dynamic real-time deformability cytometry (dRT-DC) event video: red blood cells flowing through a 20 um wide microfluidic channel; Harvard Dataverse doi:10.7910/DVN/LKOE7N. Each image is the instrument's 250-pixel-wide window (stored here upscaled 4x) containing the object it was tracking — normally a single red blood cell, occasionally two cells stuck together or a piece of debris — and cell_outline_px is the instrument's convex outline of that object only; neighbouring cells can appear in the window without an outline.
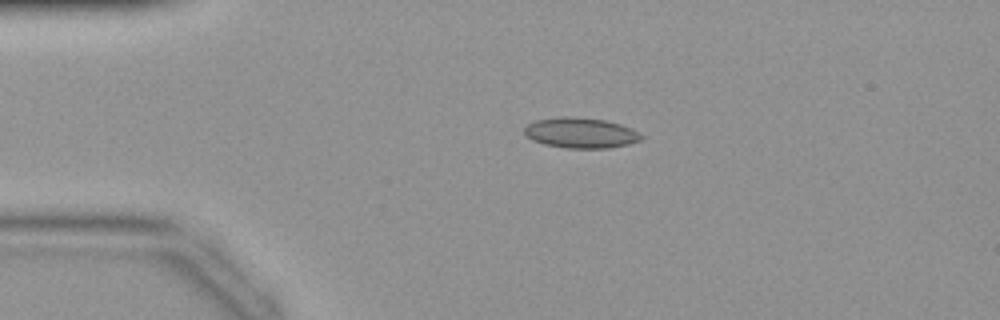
{"species": "common noctule bat (a hibernating species)", "species_latin": "Nyctalus noctula", "temperature_condition": "warm", "stored_images_in_passage": 34, "camera_frame_rate_fps": 3000, "um_per_image_px": 0.085, "animal": {"sex": "female", "body_mass_g": 19.9}, "frame": {"image": 1, "passage_image": 1, "time_ms": 0.0, "image_size_px": [1000, 320], "cell_outline_px": [[644, 136], [640, 140], [628, 144], [608, 148], [568, 148], [544, 144], [532, 140], [524, 132], [524, 128], [528, 124], [536, 120], [560, 116], [572, 116], [604, 120], [620, 124], [632, 128], [640, 132]], "centroid_in_image_um": [49.38, 11.29], "position_along_channel_um": 35.6, "area_um2": 20.75}}
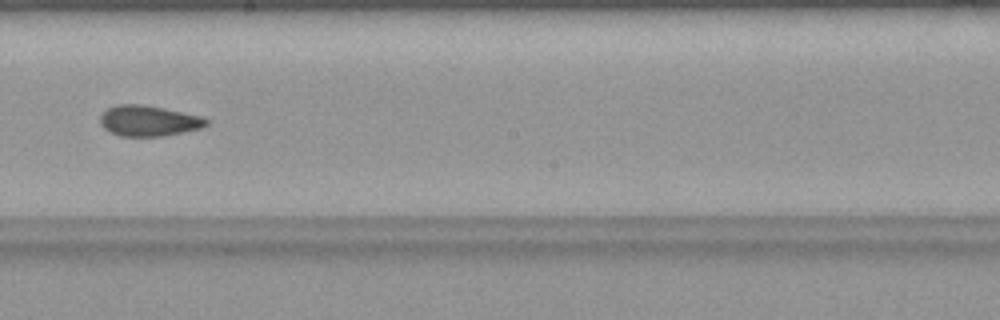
{"frame": {"image": 2, "passage_image": 16, "time_ms": 5.0, "image_size_px": [1000, 320], "cell_outline_px": [[208, 124], [200, 128], [164, 136], [120, 136], [104, 128], [100, 124], [100, 116], [108, 108], [116, 104], [140, 104], [164, 108], [200, 116], [208, 120]], "centroid_in_image_um": [12.61, 10.26], "position_along_channel_um": 235.6, "area_um2": 18.79}}
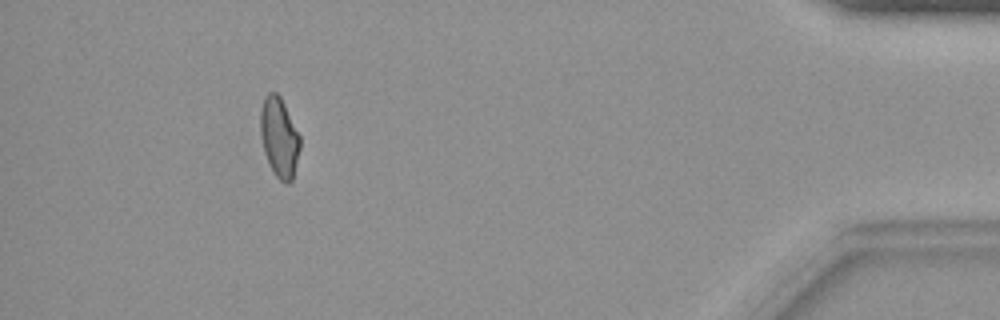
{"frame": {"image": 3, "passage_image": 31, "time_ms": 10.0, "image_size_px": [1000, 320], "cell_outline_px": [[300, 148], [292, 180], [288, 184], [284, 184], [272, 172], [268, 164], [264, 152], [260, 136], [260, 112], [264, 96], [268, 92], [276, 92], [280, 96], [300, 136]], "centroid_in_image_um": [23.71, 11.69], "position_along_channel_um": 411.5, "area_um2": 18.55}}